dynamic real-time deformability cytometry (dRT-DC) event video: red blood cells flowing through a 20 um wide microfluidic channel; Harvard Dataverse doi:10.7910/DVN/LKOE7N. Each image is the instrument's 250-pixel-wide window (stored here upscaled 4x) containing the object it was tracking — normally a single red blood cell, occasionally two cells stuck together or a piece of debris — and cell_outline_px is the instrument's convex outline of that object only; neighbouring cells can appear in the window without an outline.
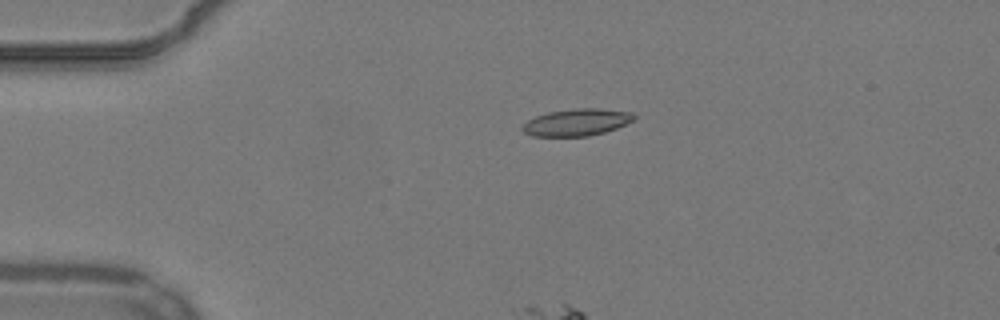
{"species": "common noctule bat (a hibernating species)", "species_latin": "Nyctalus noctula", "temperature_condition": "warm", "stored_images_in_passage": 22, "camera_frame_rate_fps": 3000, "um_per_image_px": 0.085, "animal": {"sex": "male", "body_mass_g": 19.2, "forearm_length_mm": 51.8}, "frame": {"image": 1, "passage_image": 1, "time_ms": 0.0, "image_size_px": [1000, 320], "cell_outline_px": [[636, 120], [616, 128], [604, 132], [588, 136], [532, 136], [524, 132], [520, 128], [528, 120], [536, 116], [548, 112], [576, 108], [600, 108], [632, 112], [636, 116]], "centroid_in_image_um": [49.05, 10.39], "position_along_channel_um": 36.0, "area_um2": 17.63}}